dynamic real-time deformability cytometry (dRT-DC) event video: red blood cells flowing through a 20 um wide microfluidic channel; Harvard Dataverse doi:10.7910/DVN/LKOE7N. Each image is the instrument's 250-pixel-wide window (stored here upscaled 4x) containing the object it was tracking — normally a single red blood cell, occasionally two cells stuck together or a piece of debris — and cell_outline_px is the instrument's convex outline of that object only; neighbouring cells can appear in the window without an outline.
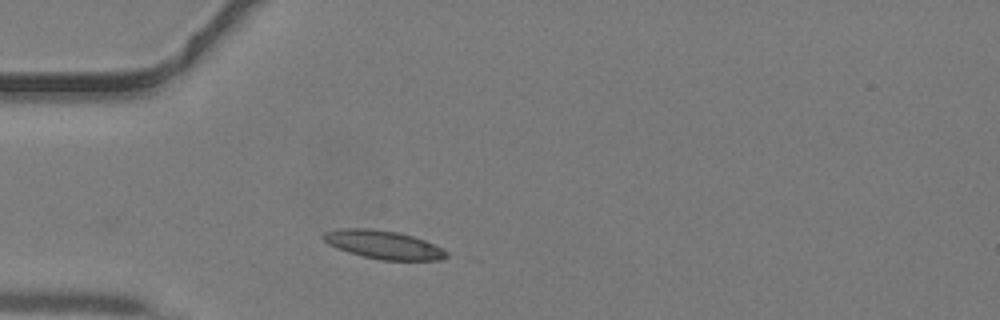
{"species": "common noctule bat (a hibernating species)", "species_latin": "Nyctalus noctula", "temperature_condition": "warm", "stored_images_in_passage": 16, "camera_frame_rate_fps": 3000, "um_per_image_px": 0.085, "animal": {"sex": "male", "body_mass_g": 19.2, "forearm_length_mm": 51.8}, "frame": {"image": 1, "passage_image": 4, "time_ms": 1.0, "image_size_px": [1000, 320], "cell_outline_px": [[448, 256], [440, 260], [380, 260], [348, 252], [336, 248], [328, 244], [320, 236], [324, 232], [340, 228], [368, 228], [396, 232], [412, 236], [424, 240], [444, 248], [448, 252]], "centroid_in_image_um": [32.58, 20.8], "position_along_channel_um": 52.4, "area_um2": 20.4}}
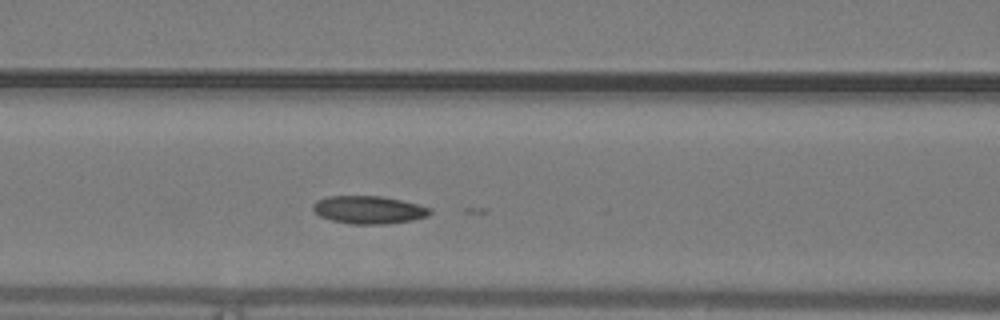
{"frame": {"image": 2, "passage_image": 10, "time_ms": 3.0, "image_size_px": [1000, 320], "cell_outline_px": [[432, 212], [428, 216], [412, 220], [384, 224], [352, 224], [332, 220], [320, 216], [312, 208], [312, 204], [316, 200], [328, 196], [380, 196], [400, 200], [432, 208]], "centroid_in_image_um": [31.33, 17.83], "position_along_channel_um": 135.3, "area_um2": 18.9}}
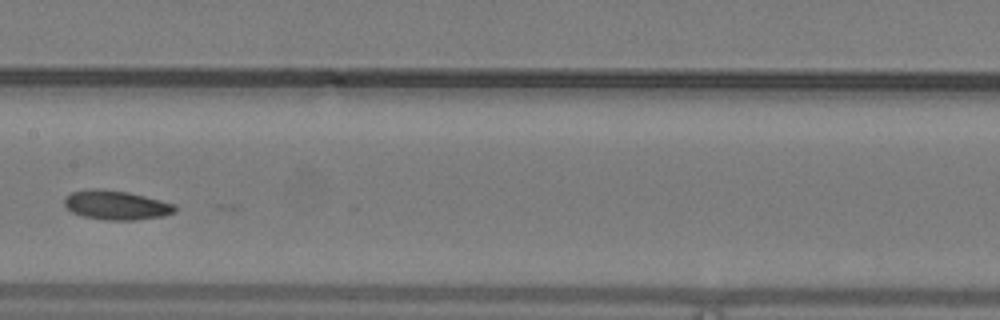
{"frame": {"image": 3, "passage_image": 14, "time_ms": 4.333, "image_size_px": [1000, 320], "cell_outline_px": [[176, 212], [164, 216], [132, 220], [108, 220], [84, 216], [72, 212], [64, 204], [64, 196], [72, 192], [88, 188], [100, 188], [128, 192], [176, 204]], "centroid_in_image_um": [9.87, 17.42], "position_along_channel_um": 197.5, "area_um2": 18.9}}